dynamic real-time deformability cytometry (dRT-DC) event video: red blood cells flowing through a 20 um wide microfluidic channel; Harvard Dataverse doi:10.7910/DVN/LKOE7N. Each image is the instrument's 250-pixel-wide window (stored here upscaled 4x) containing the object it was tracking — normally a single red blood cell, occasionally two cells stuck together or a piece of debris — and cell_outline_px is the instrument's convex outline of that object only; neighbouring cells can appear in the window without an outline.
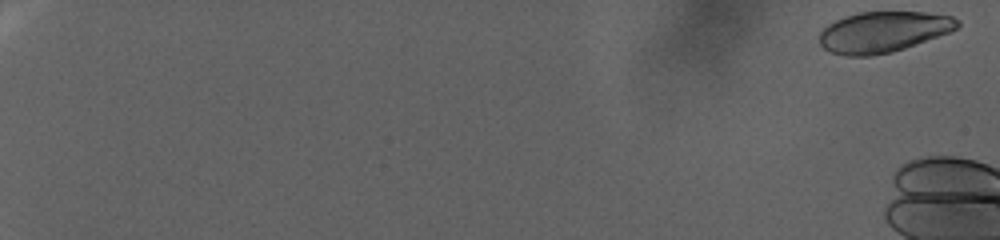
{"species": "human", "species_latin": "Homo sapiens", "temperature_condition": "warm", "stored_images_in_passage": 23, "camera_frame_rate_fps": 3000, "um_per_image_px": 0.085, "donor": {"sex": "female"}, "frame": {"image": 1, "passage_image": 1, "time_ms": 0.0, "image_size_px": [1000, 240], "cell_outline_px": [[960, 24], [956, 28], [948, 32], [904, 48], [892, 52], [872, 56], [844, 56], [828, 52], [820, 44], [820, 32], [828, 24], [836, 20], [860, 12], [924, 12], [952, 16], [960, 20]], "centroid_in_image_um": [75.05, 2.72], "position_along_channel_um": 10.0, "area_um2": 32.6}}